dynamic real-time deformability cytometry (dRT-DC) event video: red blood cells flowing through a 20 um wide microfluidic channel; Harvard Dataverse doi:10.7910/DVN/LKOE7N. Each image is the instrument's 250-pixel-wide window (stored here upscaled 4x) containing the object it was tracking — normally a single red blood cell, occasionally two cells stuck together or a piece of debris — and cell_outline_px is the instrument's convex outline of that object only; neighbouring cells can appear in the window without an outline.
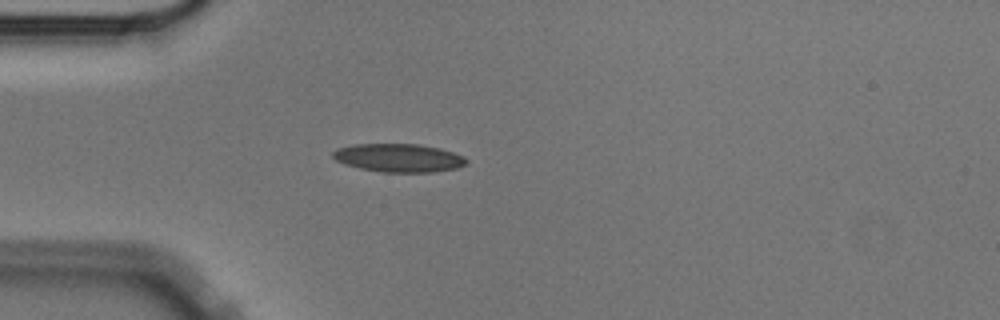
{"species": "Egyptian fruit bat (a non-hibernating species)", "species_latin": "Rousettus aegyptiacus", "temperature_condition": "cold", "stored_images_in_passage": 46, "camera_frame_rate_fps": 3000, "um_per_image_px": 0.085, "animal": {"sex": "male"}, "frame": {"image": 1, "passage_image": 5, "time_ms": 1.333, "image_size_px": [1000, 320], "cell_outline_px": [[468, 164], [456, 168], [432, 172], [384, 172], [360, 168], [344, 164], [336, 160], [332, 156], [332, 152], [336, 148], [356, 144], [420, 144], [440, 148], [464, 156], [468, 160]], "centroid_in_image_um": [33.9, 13.41], "position_along_channel_um": 51.1, "area_um2": 22.08}}
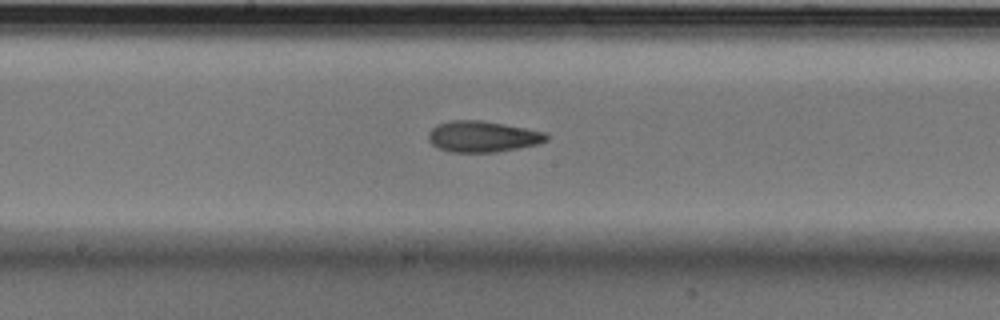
{"frame": {"image": 2, "passage_image": 19, "time_ms": 6.0, "image_size_px": [1000, 320], "cell_outline_px": [[548, 140], [540, 144], [496, 152], [452, 152], [436, 148], [428, 140], [428, 132], [436, 124], [448, 120], [480, 120], [504, 124], [544, 132], [548, 136]], "centroid_in_image_um": [40.98, 11.61], "position_along_channel_um": 207.2, "area_um2": 21.5}}
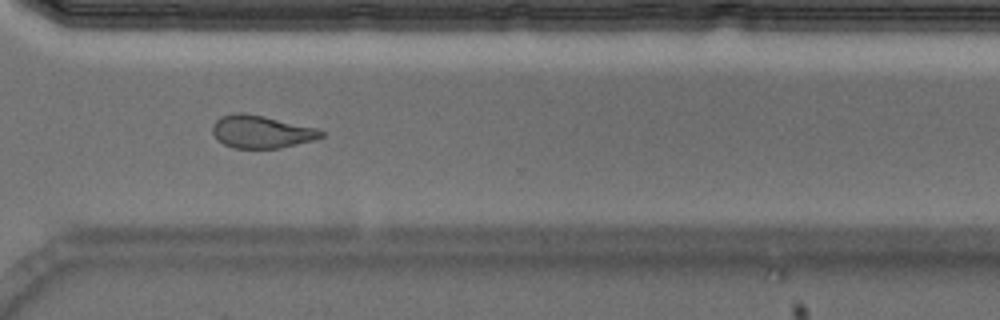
{"frame": {"image": 3, "passage_image": 31, "time_ms": 10.0, "image_size_px": [1000, 320], "cell_outline_px": [[324, 136], [312, 140], [280, 148], [232, 148], [224, 144], [212, 132], [212, 128], [216, 120], [232, 112], [244, 112], [264, 116], [320, 128], [324, 132]], "centroid_in_image_um": [22.25, 11.18], "position_along_channel_um": 348.4, "area_um2": 20.69}, "authors_computed_cell_mechanics": {"area_um2": 21.3282, "velocity_mm_per_s": 3.5456, "shape_relaxation_time_tau1_ms": 7.2408, "shape_relaxation_time_tau2_ms": 3.1748, "deformation_change_tau1": 0.1474, "deformation_change_tau2": 0.0972}}